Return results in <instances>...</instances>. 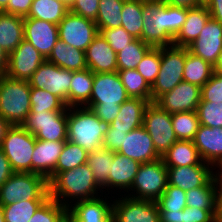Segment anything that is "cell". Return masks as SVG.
Listing matches in <instances>:
<instances>
[{
  "instance_id": "836d02e7",
  "label": "cell",
  "mask_w": 222,
  "mask_h": 222,
  "mask_svg": "<svg viewBox=\"0 0 222 222\" xmlns=\"http://www.w3.org/2000/svg\"><path fill=\"white\" fill-rule=\"evenodd\" d=\"M69 12V8L60 0H33L28 15L24 18H34L58 25Z\"/></svg>"
},
{
  "instance_id": "2644e50d",
  "label": "cell",
  "mask_w": 222,
  "mask_h": 222,
  "mask_svg": "<svg viewBox=\"0 0 222 222\" xmlns=\"http://www.w3.org/2000/svg\"><path fill=\"white\" fill-rule=\"evenodd\" d=\"M202 4H206L208 0H199Z\"/></svg>"
},
{
  "instance_id": "03108f58",
  "label": "cell",
  "mask_w": 222,
  "mask_h": 222,
  "mask_svg": "<svg viewBox=\"0 0 222 222\" xmlns=\"http://www.w3.org/2000/svg\"><path fill=\"white\" fill-rule=\"evenodd\" d=\"M9 0H0V11H3L7 5H8Z\"/></svg>"
},
{
  "instance_id": "f5cc1de1",
  "label": "cell",
  "mask_w": 222,
  "mask_h": 222,
  "mask_svg": "<svg viewBox=\"0 0 222 222\" xmlns=\"http://www.w3.org/2000/svg\"><path fill=\"white\" fill-rule=\"evenodd\" d=\"M126 135V132L115 130L110 124H108L104 135L103 148L116 152L121 147Z\"/></svg>"
},
{
  "instance_id": "d6a6232c",
  "label": "cell",
  "mask_w": 222,
  "mask_h": 222,
  "mask_svg": "<svg viewBox=\"0 0 222 222\" xmlns=\"http://www.w3.org/2000/svg\"><path fill=\"white\" fill-rule=\"evenodd\" d=\"M214 73V66L191 53L186 48V59L183 81L199 86H204Z\"/></svg>"
},
{
  "instance_id": "a7ac6f4b",
  "label": "cell",
  "mask_w": 222,
  "mask_h": 222,
  "mask_svg": "<svg viewBox=\"0 0 222 222\" xmlns=\"http://www.w3.org/2000/svg\"><path fill=\"white\" fill-rule=\"evenodd\" d=\"M0 222H5L4 211L1 204H0Z\"/></svg>"
},
{
  "instance_id": "b9f144b4",
  "label": "cell",
  "mask_w": 222,
  "mask_h": 222,
  "mask_svg": "<svg viewBox=\"0 0 222 222\" xmlns=\"http://www.w3.org/2000/svg\"><path fill=\"white\" fill-rule=\"evenodd\" d=\"M46 200H20L9 205H2L5 222H29L39 207Z\"/></svg>"
},
{
  "instance_id": "c3c4849f",
  "label": "cell",
  "mask_w": 222,
  "mask_h": 222,
  "mask_svg": "<svg viewBox=\"0 0 222 222\" xmlns=\"http://www.w3.org/2000/svg\"><path fill=\"white\" fill-rule=\"evenodd\" d=\"M98 30L116 53L120 52L125 46H128L135 39L122 26L118 28Z\"/></svg>"
},
{
  "instance_id": "4316f807",
  "label": "cell",
  "mask_w": 222,
  "mask_h": 222,
  "mask_svg": "<svg viewBox=\"0 0 222 222\" xmlns=\"http://www.w3.org/2000/svg\"><path fill=\"white\" fill-rule=\"evenodd\" d=\"M148 104L147 100L130 97L120 105L119 114L110 125L115 130L126 133L143 126V116Z\"/></svg>"
},
{
  "instance_id": "91938a15",
  "label": "cell",
  "mask_w": 222,
  "mask_h": 222,
  "mask_svg": "<svg viewBox=\"0 0 222 222\" xmlns=\"http://www.w3.org/2000/svg\"><path fill=\"white\" fill-rule=\"evenodd\" d=\"M161 1L171 6L182 7L187 9L197 7L202 4L199 0H161Z\"/></svg>"
},
{
  "instance_id": "7dc6e473",
  "label": "cell",
  "mask_w": 222,
  "mask_h": 222,
  "mask_svg": "<svg viewBox=\"0 0 222 222\" xmlns=\"http://www.w3.org/2000/svg\"><path fill=\"white\" fill-rule=\"evenodd\" d=\"M200 125L222 127V102H200L197 107Z\"/></svg>"
},
{
  "instance_id": "4dcf8cb0",
  "label": "cell",
  "mask_w": 222,
  "mask_h": 222,
  "mask_svg": "<svg viewBox=\"0 0 222 222\" xmlns=\"http://www.w3.org/2000/svg\"><path fill=\"white\" fill-rule=\"evenodd\" d=\"M94 73L89 69L73 71L69 91V107L86 106L90 101Z\"/></svg>"
},
{
  "instance_id": "5b68a950",
  "label": "cell",
  "mask_w": 222,
  "mask_h": 222,
  "mask_svg": "<svg viewBox=\"0 0 222 222\" xmlns=\"http://www.w3.org/2000/svg\"><path fill=\"white\" fill-rule=\"evenodd\" d=\"M48 180L35 173L14 172L0 186V204L9 205L20 200H47Z\"/></svg>"
},
{
  "instance_id": "ba28073f",
  "label": "cell",
  "mask_w": 222,
  "mask_h": 222,
  "mask_svg": "<svg viewBox=\"0 0 222 222\" xmlns=\"http://www.w3.org/2000/svg\"><path fill=\"white\" fill-rule=\"evenodd\" d=\"M168 185V171L162 158L141 163L130 190L137 194L130 198L156 201ZM136 195V196H135Z\"/></svg>"
},
{
  "instance_id": "7a4b0ae2",
  "label": "cell",
  "mask_w": 222,
  "mask_h": 222,
  "mask_svg": "<svg viewBox=\"0 0 222 222\" xmlns=\"http://www.w3.org/2000/svg\"><path fill=\"white\" fill-rule=\"evenodd\" d=\"M48 185L50 198L66 208H69L68 198H72L73 201L74 199H78L77 201L93 199L96 198L94 195L98 193L97 190L101 188L95 182L94 175L87 163L57 173L48 182Z\"/></svg>"
},
{
  "instance_id": "74e56055",
  "label": "cell",
  "mask_w": 222,
  "mask_h": 222,
  "mask_svg": "<svg viewBox=\"0 0 222 222\" xmlns=\"http://www.w3.org/2000/svg\"><path fill=\"white\" fill-rule=\"evenodd\" d=\"M152 48L141 39H134L128 46H125L117 53V67L120 70L136 69L144 55Z\"/></svg>"
},
{
  "instance_id": "ab89813d",
  "label": "cell",
  "mask_w": 222,
  "mask_h": 222,
  "mask_svg": "<svg viewBox=\"0 0 222 222\" xmlns=\"http://www.w3.org/2000/svg\"><path fill=\"white\" fill-rule=\"evenodd\" d=\"M171 120L177 140H194L200 126L197 111L173 113Z\"/></svg>"
},
{
  "instance_id": "3957f363",
  "label": "cell",
  "mask_w": 222,
  "mask_h": 222,
  "mask_svg": "<svg viewBox=\"0 0 222 222\" xmlns=\"http://www.w3.org/2000/svg\"><path fill=\"white\" fill-rule=\"evenodd\" d=\"M106 127L91 109L85 106L68 107L67 140L84 148L88 153L103 147Z\"/></svg>"
},
{
  "instance_id": "11a10c76",
  "label": "cell",
  "mask_w": 222,
  "mask_h": 222,
  "mask_svg": "<svg viewBox=\"0 0 222 222\" xmlns=\"http://www.w3.org/2000/svg\"><path fill=\"white\" fill-rule=\"evenodd\" d=\"M33 0H9L7 7L3 10L6 13L26 17L30 11Z\"/></svg>"
},
{
  "instance_id": "d4e9b609",
  "label": "cell",
  "mask_w": 222,
  "mask_h": 222,
  "mask_svg": "<svg viewBox=\"0 0 222 222\" xmlns=\"http://www.w3.org/2000/svg\"><path fill=\"white\" fill-rule=\"evenodd\" d=\"M141 163L128 158L118 152H114L113 162L110 167V174L106 187H119L118 189L128 190L131 188L135 176L138 172Z\"/></svg>"
},
{
  "instance_id": "f907efd6",
  "label": "cell",
  "mask_w": 222,
  "mask_h": 222,
  "mask_svg": "<svg viewBox=\"0 0 222 222\" xmlns=\"http://www.w3.org/2000/svg\"><path fill=\"white\" fill-rule=\"evenodd\" d=\"M99 0H74L69 11L86 19L96 21Z\"/></svg>"
},
{
  "instance_id": "9f6ffc18",
  "label": "cell",
  "mask_w": 222,
  "mask_h": 222,
  "mask_svg": "<svg viewBox=\"0 0 222 222\" xmlns=\"http://www.w3.org/2000/svg\"><path fill=\"white\" fill-rule=\"evenodd\" d=\"M14 173L9 160L0 148V186L5 183Z\"/></svg>"
},
{
  "instance_id": "681fc988",
  "label": "cell",
  "mask_w": 222,
  "mask_h": 222,
  "mask_svg": "<svg viewBox=\"0 0 222 222\" xmlns=\"http://www.w3.org/2000/svg\"><path fill=\"white\" fill-rule=\"evenodd\" d=\"M200 102H222V74L214 72L208 82L201 87Z\"/></svg>"
},
{
  "instance_id": "be15d7a7",
  "label": "cell",
  "mask_w": 222,
  "mask_h": 222,
  "mask_svg": "<svg viewBox=\"0 0 222 222\" xmlns=\"http://www.w3.org/2000/svg\"><path fill=\"white\" fill-rule=\"evenodd\" d=\"M11 125L0 115V146L2 145L6 131Z\"/></svg>"
},
{
  "instance_id": "9a60e30c",
  "label": "cell",
  "mask_w": 222,
  "mask_h": 222,
  "mask_svg": "<svg viewBox=\"0 0 222 222\" xmlns=\"http://www.w3.org/2000/svg\"><path fill=\"white\" fill-rule=\"evenodd\" d=\"M46 60L31 43L25 39L8 55L6 76L28 81L39 66Z\"/></svg>"
},
{
  "instance_id": "52a82bcc",
  "label": "cell",
  "mask_w": 222,
  "mask_h": 222,
  "mask_svg": "<svg viewBox=\"0 0 222 222\" xmlns=\"http://www.w3.org/2000/svg\"><path fill=\"white\" fill-rule=\"evenodd\" d=\"M36 138L21 125H11L0 148L14 172L32 173V156Z\"/></svg>"
},
{
  "instance_id": "5bb4252c",
  "label": "cell",
  "mask_w": 222,
  "mask_h": 222,
  "mask_svg": "<svg viewBox=\"0 0 222 222\" xmlns=\"http://www.w3.org/2000/svg\"><path fill=\"white\" fill-rule=\"evenodd\" d=\"M118 199L112 202L113 222H160L156 201L129 196Z\"/></svg>"
},
{
  "instance_id": "83f0119b",
  "label": "cell",
  "mask_w": 222,
  "mask_h": 222,
  "mask_svg": "<svg viewBox=\"0 0 222 222\" xmlns=\"http://www.w3.org/2000/svg\"><path fill=\"white\" fill-rule=\"evenodd\" d=\"M24 40V17L0 11V47L13 52Z\"/></svg>"
},
{
  "instance_id": "cb8c5ba5",
  "label": "cell",
  "mask_w": 222,
  "mask_h": 222,
  "mask_svg": "<svg viewBox=\"0 0 222 222\" xmlns=\"http://www.w3.org/2000/svg\"><path fill=\"white\" fill-rule=\"evenodd\" d=\"M87 67L93 73L118 72L117 53L99 33L85 51Z\"/></svg>"
},
{
  "instance_id": "816d5d0a",
  "label": "cell",
  "mask_w": 222,
  "mask_h": 222,
  "mask_svg": "<svg viewBox=\"0 0 222 222\" xmlns=\"http://www.w3.org/2000/svg\"><path fill=\"white\" fill-rule=\"evenodd\" d=\"M182 222H216V210L185 207L182 210Z\"/></svg>"
},
{
  "instance_id": "db71d44e",
  "label": "cell",
  "mask_w": 222,
  "mask_h": 222,
  "mask_svg": "<svg viewBox=\"0 0 222 222\" xmlns=\"http://www.w3.org/2000/svg\"><path fill=\"white\" fill-rule=\"evenodd\" d=\"M106 125L111 124L120 111V106H85Z\"/></svg>"
},
{
  "instance_id": "d590c367",
  "label": "cell",
  "mask_w": 222,
  "mask_h": 222,
  "mask_svg": "<svg viewBox=\"0 0 222 222\" xmlns=\"http://www.w3.org/2000/svg\"><path fill=\"white\" fill-rule=\"evenodd\" d=\"M113 156L114 151L103 147L88 154L87 164L94 175L95 182L103 189L109 178Z\"/></svg>"
},
{
  "instance_id": "9c48e42d",
  "label": "cell",
  "mask_w": 222,
  "mask_h": 222,
  "mask_svg": "<svg viewBox=\"0 0 222 222\" xmlns=\"http://www.w3.org/2000/svg\"><path fill=\"white\" fill-rule=\"evenodd\" d=\"M66 111H38L29 113L21 126L38 140L67 141Z\"/></svg>"
},
{
  "instance_id": "8d00e7d4",
  "label": "cell",
  "mask_w": 222,
  "mask_h": 222,
  "mask_svg": "<svg viewBox=\"0 0 222 222\" xmlns=\"http://www.w3.org/2000/svg\"><path fill=\"white\" fill-rule=\"evenodd\" d=\"M125 0H99L96 18L98 29L118 28L122 24V8Z\"/></svg>"
},
{
  "instance_id": "6125c7cd",
  "label": "cell",
  "mask_w": 222,
  "mask_h": 222,
  "mask_svg": "<svg viewBox=\"0 0 222 222\" xmlns=\"http://www.w3.org/2000/svg\"><path fill=\"white\" fill-rule=\"evenodd\" d=\"M8 67V54L0 47V75L6 73Z\"/></svg>"
},
{
  "instance_id": "4fadbf2b",
  "label": "cell",
  "mask_w": 222,
  "mask_h": 222,
  "mask_svg": "<svg viewBox=\"0 0 222 222\" xmlns=\"http://www.w3.org/2000/svg\"><path fill=\"white\" fill-rule=\"evenodd\" d=\"M129 98L118 72L94 73L90 101L86 106H120Z\"/></svg>"
},
{
  "instance_id": "484cf974",
  "label": "cell",
  "mask_w": 222,
  "mask_h": 222,
  "mask_svg": "<svg viewBox=\"0 0 222 222\" xmlns=\"http://www.w3.org/2000/svg\"><path fill=\"white\" fill-rule=\"evenodd\" d=\"M209 18L210 14L205 4L189 8L186 21L174 37L173 45L187 48L197 39Z\"/></svg>"
},
{
  "instance_id": "e575fe53",
  "label": "cell",
  "mask_w": 222,
  "mask_h": 222,
  "mask_svg": "<svg viewBox=\"0 0 222 222\" xmlns=\"http://www.w3.org/2000/svg\"><path fill=\"white\" fill-rule=\"evenodd\" d=\"M143 0H125L121 26L135 39L142 40Z\"/></svg>"
},
{
  "instance_id": "277c9868",
  "label": "cell",
  "mask_w": 222,
  "mask_h": 222,
  "mask_svg": "<svg viewBox=\"0 0 222 222\" xmlns=\"http://www.w3.org/2000/svg\"><path fill=\"white\" fill-rule=\"evenodd\" d=\"M31 86L28 81L0 75V115L10 125H21L30 113Z\"/></svg>"
},
{
  "instance_id": "603a6c76",
  "label": "cell",
  "mask_w": 222,
  "mask_h": 222,
  "mask_svg": "<svg viewBox=\"0 0 222 222\" xmlns=\"http://www.w3.org/2000/svg\"><path fill=\"white\" fill-rule=\"evenodd\" d=\"M193 142L202 160L211 168L222 164V127L200 125Z\"/></svg>"
},
{
  "instance_id": "003e7915",
  "label": "cell",
  "mask_w": 222,
  "mask_h": 222,
  "mask_svg": "<svg viewBox=\"0 0 222 222\" xmlns=\"http://www.w3.org/2000/svg\"><path fill=\"white\" fill-rule=\"evenodd\" d=\"M219 169L221 170V172H219V171H218V173L216 172V175L218 177L219 185L222 186V164L219 166Z\"/></svg>"
},
{
  "instance_id": "ac0fdd59",
  "label": "cell",
  "mask_w": 222,
  "mask_h": 222,
  "mask_svg": "<svg viewBox=\"0 0 222 222\" xmlns=\"http://www.w3.org/2000/svg\"><path fill=\"white\" fill-rule=\"evenodd\" d=\"M24 39L48 58L59 40L58 25L34 18H24Z\"/></svg>"
},
{
  "instance_id": "44dd1931",
  "label": "cell",
  "mask_w": 222,
  "mask_h": 222,
  "mask_svg": "<svg viewBox=\"0 0 222 222\" xmlns=\"http://www.w3.org/2000/svg\"><path fill=\"white\" fill-rule=\"evenodd\" d=\"M65 142L36 139L32 156V173L45 177L48 182L54 177V169Z\"/></svg>"
},
{
  "instance_id": "e7e4bbea",
  "label": "cell",
  "mask_w": 222,
  "mask_h": 222,
  "mask_svg": "<svg viewBox=\"0 0 222 222\" xmlns=\"http://www.w3.org/2000/svg\"><path fill=\"white\" fill-rule=\"evenodd\" d=\"M214 72L222 74V51L220 52L217 62L214 65Z\"/></svg>"
},
{
  "instance_id": "7c38bea8",
  "label": "cell",
  "mask_w": 222,
  "mask_h": 222,
  "mask_svg": "<svg viewBox=\"0 0 222 222\" xmlns=\"http://www.w3.org/2000/svg\"><path fill=\"white\" fill-rule=\"evenodd\" d=\"M59 39L73 48L86 51L99 34L96 23L70 11L58 24Z\"/></svg>"
},
{
  "instance_id": "2e32d148",
  "label": "cell",
  "mask_w": 222,
  "mask_h": 222,
  "mask_svg": "<svg viewBox=\"0 0 222 222\" xmlns=\"http://www.w3.org/2000/svg\"><path fill=\"white\" fill-rule=\"evenodd\" d=\"M201 101V88L181 81L174 89L161 95L155 103L168 113L197 111Z\"/></svg>"
},
{
  "instance_id": "7402d4cb",
  "label": "cell",
  "mask_w": 222,
  "mask_h": 222,
  "mask_svg": "<svg viewBox=\"0 0 222 222\" xmlns=\"http://www.w3.org/2000/svg\"><path fill=\"white\" fill-rule=\"evenodd\" d=\"M209 165L167 167L168 184L181 188L185 192L204 186L215 175Z\"/></svg>"
},
{
  "instance_id": "7bdbcfd3",
  "label": "cell",
  "mask_w": 222,
  "mask_h": 222,
  "mask_svg": "<svg viewBox=\"0 0 222 222\" xmlns=\"http://www.w3.org/2000/svg\"><path fill=\"white\" fill-rule=\"evenodd\" d=\"M30 104V113H38V111H66L68 109L59 97L45 89L39 88H31Z\"/></svg>"
},
{
  "instance_id": "e0dca14e",
  "label": "cell",
  "mask_w": 222,
  "mask_h": 222,
  "mask_svg": "<svg viewBox=\"0 0 222 222\" xmlns=\"http://www.w3.org/2000/svg\"><path fill=\"white\" fill-rule=\"evenodd\" d=\"M187 48L214 66L222 51V23L210 17L197 39Z\"/></svg>"
},
{
  "instance_id": "f546056e",
  "label": "cell",
  "mask_w": 222,
  "mask_h": 222,
  "mask_svg": "<svg viewBox=\"0 0 222 222\" xmlns=\"http://www.w3.org/2000/svg\"><path fill=\"white\" fill-rule=\"evenodd\" d=\"M47 61L70 71L87 69L85 51L65 44L60 39L55 43Z\"/></svg>"
},
{
  "instance_id": "d6986e66",
  "label": "cell",
  "mask_w": 222,
  "mask_h": 222,
  "mask_svg": "<svg viewBox=\"0 0 222 222\" xmlns=\"http://www.w3.org/2000/svg\"><path fill=\"white\" fill-rule=\"evenodd\" d=\"M116 152L140 163L152 162L161 158L154 148L152 138L143 126L127 133L121 147Z\"/></svg>"
},
{
  "instance_id": "f6af8a7d",
  "label": "cell",
  "mask_w": 222,
  "mask_h": 222,
  "mask_svg": "<svg viewBox=\"0 0 222 222\" xmlns=\"http://www.w3.org/2000/svg\"><path fill=\"white\" fill-rule=\"evenodd\" d=\"M161 64V47H152L137 65L136 70L152 86L156 81Z\"/></svg>"
},
{
  "instance_id": "bcb514c9",
  "label": "cell",
  "mask_w": 222,
  "mask_h": 222,
  "mask_svg": "<svg viewBox=\"0 0 222 222\" xmlns=\"http://www.w3.org/2000/svg\"><path fill=\"white\" fill-rule=\"evenodd\" d=\"M156 202L159 211L183 210L186 207V193L181 188L168 184Z\"/></svg>"
},
{
  "instance_id": "60d3db41",
  "label": "cell",
  "mask_w": 222,
  "mask_h": 222,
  "mask_svg": "<svg viewBox=\"0 0 222 222\" xmlns=\"http://www.w3.org/2000/svg\"><path fill=\"white\" fill-rule=\"evenodd\" d=\"M88 154L89 153L79 145L69 140L65 141L64 148L54 169V176L59 172L74 169L87 163Z\"/></svg>"
},
{
  "instance_id": "8c879c8a",
  "label": "cell",
  "mask_w": 222,
  "mask_h": 222,
  "mask_svg": "<svg viewBox=\"0 0 222 222\" xmlns=\"http://www.w3.org/2000/svg\"><path fill=\"white\" fill-rule=\"evenodd\" d=\"M63 222H72L68 217Z\"/></svg>"
},
{
  "instance_id": "f35d334b",
  "label": "cell",
  "mask_w": 222,
  "mask_h": 222,
  "mask_svg": "<svg viewBox=\"0 0 222 222\" xmlns=\"http://www.w3.org/2000/svg\"><path fill=\"white\" fill-rule=\"evenodd\" d=\"M118 73L129 97L151 102V86L136 69L120 70Z\"/></svg>"
},
{
  "instance_id": "8992f818",
  "label": "cell",
  "mask_w": 222,
  "mask_h": 222,
  "mask_svg": "<svg viewBox=\"0 0 222 222\" xmlns=\"http://www.w3.org/2000/svg\"><path fill=\"white\" fill-rule=\"evenodd\" d=\"M186 47L169 45L161 47V64L156 81L151 86V102L174 89L183 81Z\"/></svg>"
},
{
  "instance_id": "6da1fadb",
  "label": "cell",
  "mask_w": 222,
  "mask_h": 222,
  "mask_svg": "<svg viewBox=\"0 0 222 222\" xmlns=\"http://www.w3.org/2000/svg\"><path fill=\"white\" fill-rule=\"evenodd\" d=\"M187 13V8L171 6L161 0H143L142 41L152 47L173 45Z\"/></svg>"
},
{
  "instance_id": "8fae6325",
  "label": "cell",
  "mask_w": 222,
  "mask_h": 222,
  "mask_svg": "<svg viewBox=\"0 0 222 222\" xmlns=\"http://www.w3.org/2000/svg\"><path fill=\"white\" fill-rule=\"evenodd\" d=\"M73 71L45 60L28 80L31 88L45 89L59 97L69 107V91Z\"/></svg>"
},
{
  "instance_id": "30bf717a",
  "label": "cell",
  "mask_w": 222,
  "mask_h": 222,
  "mask_svg": "<svg viewBox=\"0 0 222 222\" xmlns=\"http://www.w3.org/2000/svg\"><path fill=\"white\" fill-rule=\"evenodd\" d=\"M143 127L152 138L157 154L160 157L177 141L173 130L171 114L155 102H150L145 108Z\"/></svg>"
},
{
  "instance_id": "ee69618b",
  "label": "cell",
  "mask_w": 222,
  "mask_h": 222,
  "mask_svg": "<svg viewBox=\"0 0 222 222\" xmlns=\"http://www.w3.org/2000/svg\"><path fill=\"white\" fill-rule=\"evenodd\" d=\"M66 218L67 208L49 197L30 218L29 222H63Z\"/></svg>"
},
{
  "instance_id": "ffe728a7",
  "label": "cell",
  "mask_w": 222,
  "mask_h": 222,
  "mask_svg": "<svg viewBox=\"0 0 222 222\" xmlns=\"http://www.w3.org/2000/svg\"><path fill=\"white\" fill-rule=\"evenodd\" d=\"M106 201L98 196L76 201L67 208V217L72 222H113L112 203Z\"/></svg>"
},
{
  "instance_id": "f1b7e54d",
  "label": "cell",
  "mask_w": 222,
  "mask_h": 222,
  "mask_svg": "<svg viewBox=\"0 0 222 222\" xmlns=\"http://www.w3.org/2000/svg\"><path fill=\"white\" fill-rule=\"evenodd\" d=\"M166 167L209 164L202 160L193 141L177 140L161 157Z\"/></svg>"
},
{
  "instance_id": "6f0895ef",
  "label": "cell",
  "mask_w": 222,
  "mask_h": 222,
  "mask_svg": "<svg viewBox=\"0 0 222 222\" xmlns=\"http://www.w3.org/2000/svg\"><path fill=\"white\" fill-rule=\"evenodd\" d=\"M205 6L210 17L222 23V0H208Z\"/></svg>"
},
{
  "instance_id": "680465c9",
  "label": "cell",
  "mask_w": 222,
  "mask_h": 222,
  "mask_svg": "<svg viewBox=\"0 0 222 222\" xmlns=\"http://www.w3.org/2000/svg\"><path fill=\"white\" fill-rule=\"evenodd\" d=\"M160 222H182V210L159 211Z\"/></svg>"
},
{
  "instance_id": "1f68e13d",
  "label": "cell",
  "mask_w": 222,
  "mask_h": 222,
  "mask_svg": "<svg viewBox=\"0 0 222 222\" xmlns=\"http://www.w3.org/2000/svg\"><path fill=\"white\" fill-rule=\"evenodd\" d=\"M218 177L215 175L201 187L186 191V207H197L203 210H216V197L219 188Z\"/></svg>"
},
{
  "instance_id": "89a4df30",
  "label": "cell",
  "mask_w": 222,
  "mask_h": 222,
  "mask_svg": "<svg viewBox=\"0 0 222 222\" xmlns=\"http://www.w3.org/2000/svg\"><path fill=\"white\" fill-rule=\"evenodd\" d=\"M74 0H64V4L69 8Z\"/></svg>"
},
{
  "instance_id": "94428289",
  "label": "cell",
  "mask_w": 222,
  "mask_h": 222,
  "mask_svg": "<svg viewBox=\"0 0 222 222\" xmlns=\"http://www.w3.org/2000/svg\"><path fill=\"white\" fill-rule=\"evenodd\" d=\"M216 222H222V186H219L216 197Z\"/></svg>"
}]
</instances>
